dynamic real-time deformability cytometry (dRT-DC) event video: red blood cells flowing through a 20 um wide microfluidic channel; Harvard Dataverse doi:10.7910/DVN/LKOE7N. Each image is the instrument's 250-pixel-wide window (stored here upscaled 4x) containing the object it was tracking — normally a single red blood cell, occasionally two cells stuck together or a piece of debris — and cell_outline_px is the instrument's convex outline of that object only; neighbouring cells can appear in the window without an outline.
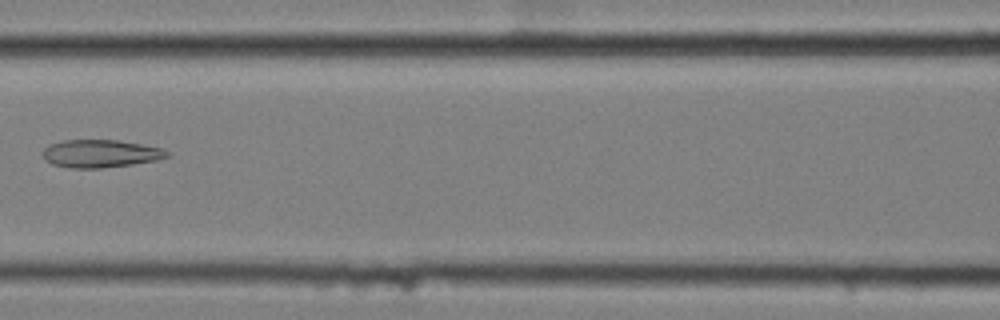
{"species": "common noctule bat (a hibernating species)", "species_latin": "Nyctalus noctula", "temperature_condition": "cold", "stored_images_in_passage": 8, "camera_frame_rate_fps": 3000, "um_per_image_px": 0.085, "animal": {"sex": "female", "body_mass_g": 25.1}, "frame": {"image": 1, "passage_image": 7, "time_ms": 2.0, "image_size_px": [1000, 320], "cell_outline_px": [[172, 152], [168, 156], [156, 160], [132, 164], [100, 168], [72, 168], [52, 164], [44, 160], [40, 152], [48, 144], [64, 140], [116, 140], [140, 144], [160, 148]], "centroid_in_image_um": [8.48, 13.05], "position_along_channel_um": 158.1, "area_um2": 20.17}}
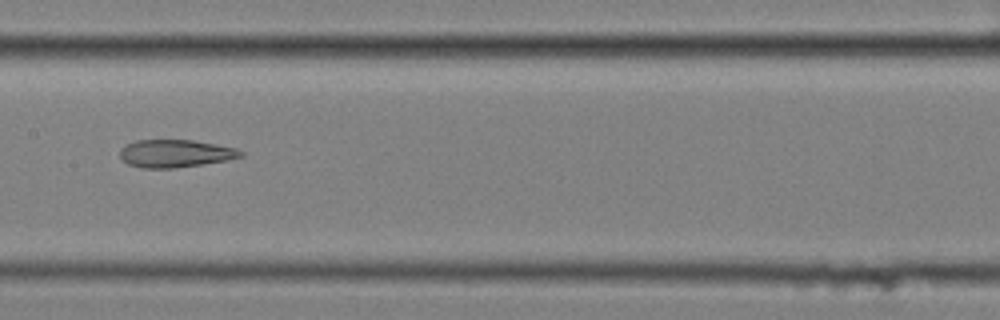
{"frame": {"image": 2, "passage_image": 8, "time_ms": 2.333, "image_size_px": [1000, 320], "cell_outline_px": [[244, 156], [228, 160], [172, 168], [144, 168], [128, 164], [120, 156], [120, 148], [136, 140], [192, 140], [236, 148], [244, 152]], "centroid_in_image_um": [14.91, 13.04], "position_along_channel_um": 192.5, "area_um2": 19.31}}